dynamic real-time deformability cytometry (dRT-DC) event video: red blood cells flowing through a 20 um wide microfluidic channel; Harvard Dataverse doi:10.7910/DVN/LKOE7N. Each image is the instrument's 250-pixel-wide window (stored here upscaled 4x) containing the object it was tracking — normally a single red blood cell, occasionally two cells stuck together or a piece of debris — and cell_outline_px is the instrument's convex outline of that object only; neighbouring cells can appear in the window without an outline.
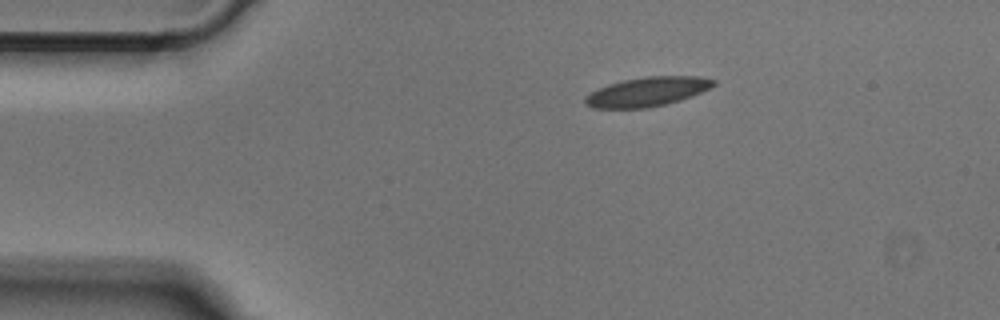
{"species": "Egyptian fruit bat (a non-hibernating species)", "species_latin": "Rousettus aegyptiacus", "temperature_condition": "cold", "stored_images_in_passage": 42, "camera_frame_rate_fps": 3000, "um_per_image_px": 0.085, "animal": {"sex": "male"}, "frame": {"image": 1, "passage_image": 1, "time_ms": 0.0, "image_size_px": [1000, 320], "cell_outline_px": [[716, 84], [692, 96], [680, 100], [664, 104], [644, 108], [592, 108], [584, 104], [584, 96], [608, 84], [624, 80], [644, 76], [700, 76], [716, 80]], "centroid_in_image_um": [55.0, 7.79], "position_along_channel_um": 30.0, "area_um2": 21.79}}
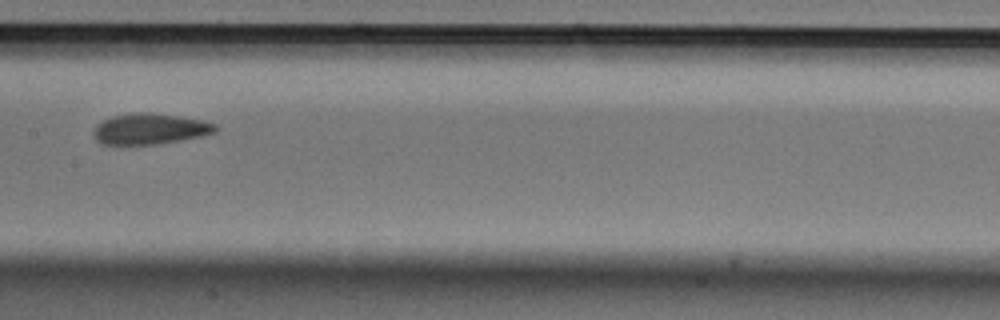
{"frame": {"image": 2, "passage_image": 17, "time_ms": 5.333, "image_size_px": [1000, 320], "cell_outline_px": [[216, 132], [204, 136], [160, 144], [100, 144], [92, 136], [92, 132], [96, 124], [112, 116], [132, 112], [152, 112], [204, 120], [216, 124]], "centroid_in_image_um": [12.74, 10.95], "position_along_channel_um": 194.7, "area_um2": 22.25}}
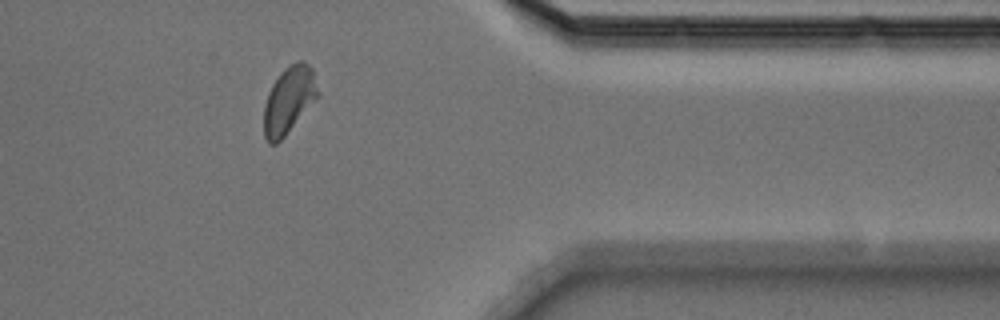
{"frame": {"image": 3, "passage_image": 33, "time_ms": 10.667, "image_size_px": [1000, 320], "cell_outline_px": [[320, 96], [284, 136], [276, 144], [268, 144], [264, 136], [264, 108], [268, 92], [272, 84], [280, 72], [288, 64], [300, 60], [304, 60], [312, 68], [320, 92]], "centroid_in_image_um": [24.57, 8.47], "position_along_channel_um": 386.8, "area_um2": 21.33}}